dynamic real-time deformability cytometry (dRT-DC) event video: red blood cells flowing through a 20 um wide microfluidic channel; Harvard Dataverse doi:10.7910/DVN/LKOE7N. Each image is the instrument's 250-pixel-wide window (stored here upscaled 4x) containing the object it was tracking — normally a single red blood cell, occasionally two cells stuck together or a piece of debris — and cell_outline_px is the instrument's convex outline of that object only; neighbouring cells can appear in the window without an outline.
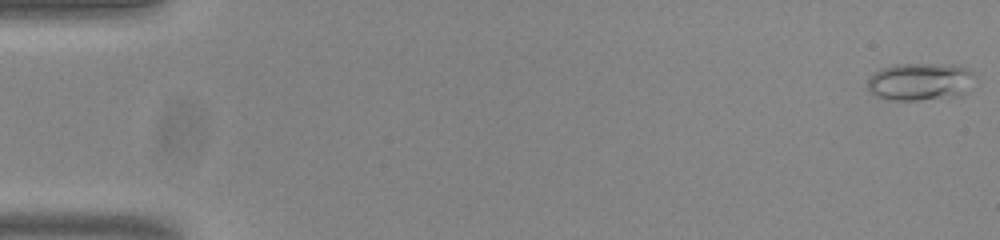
{"species": "common noctule bat (a hibernating species)", "species_latin": "Nyctalus noctula", "temperature_condition": "room temperature", "stored_images_in_passage": 54, "camera_frame_rate_fps": 3000, "um_per_image_px": 0.085, "animal": {"sex": "male", "body_mass_g": 20.0, "forearm_length_mm": 53.3}, "frame": {"image": 1, "passage_image": 1, "time_ms": 0.0, "image_size_px": [1000, 240], "cell_outline_px": [[976, 76], [968, 92], [960, 96], [916, 100], [892, 100], [876, 96], [868, 88], [868, 80], [880, 68], [896, 64], [952, 64], [968, 68]], "centroid_in_image_um": [78.28, 6.93], "position_along_channel_um": 6.7, "area_um2": 23.7}}
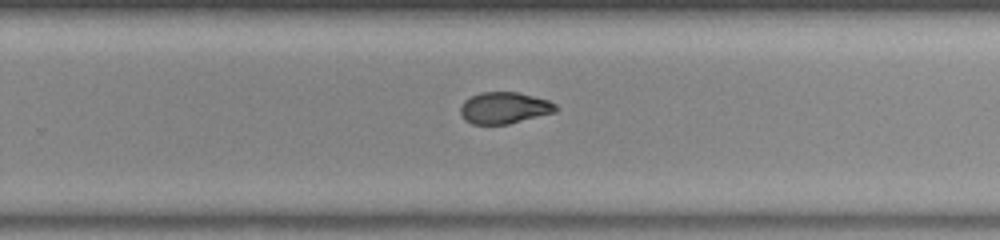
{"frame": {"image": 2, "passage_image": 35, "time_ms": 11.333, "image_size_px": [1000, 240], "cell_outline_px": [[560, 108], [556, 112], [508, 124], [472, 124], [464, 120], [460, 112], [460, 108], [464, 100], [480, 92], [516, 92], [548, 100], [556, 104]], "centroid_in_image_um": [42.87, 9.17], "position_along_channel_um": 286.9, "area_um2": 17.57}}
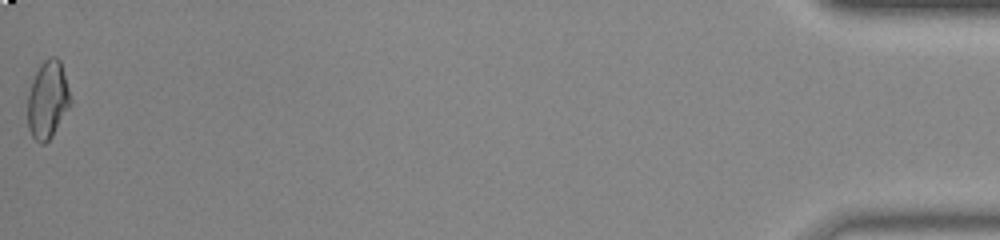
{"frame": {"image": 3, "passage_image": 54, "time_ms": 17.667, "image_size_px": [1000, 240], "cell_outline_px": [[72, 104], [52, 136], [44, 144], [40, 144], [32, 136], [28, 128], [28, 96], [32, 80], [40, 64], [48, 56], [56, 56], [60, 60], [72, 100]], "centroid_in_image_um": [4.07, 8.47], "position_along_channel_um": 431.1, "area_um2": 19.48}, "authors_computed_cell_mechanics": {"area_um2": 18.4382, "velocity_mm_per_s": 3.8233, "shape_relaxation_time_tau1_ms": null, "shape_relaxation_time_tau2_ms": 2.5469, "deformation_change_tau1": null, "deformation_change_tau2": 0.0724}}